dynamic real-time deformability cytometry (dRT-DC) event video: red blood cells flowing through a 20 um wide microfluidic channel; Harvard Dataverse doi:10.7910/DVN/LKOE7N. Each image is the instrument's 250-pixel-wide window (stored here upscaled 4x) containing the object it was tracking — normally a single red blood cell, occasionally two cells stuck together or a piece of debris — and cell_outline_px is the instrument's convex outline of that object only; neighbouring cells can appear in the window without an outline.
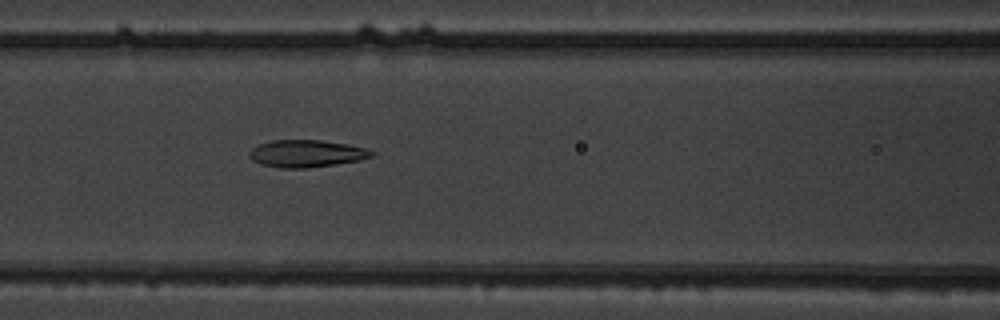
{"species": "common noctule bat (a hibernating species)", "species_latin": "Nyctalus noctula", "temperature_condition": "warm", "stored_images_in_passage": 22, "camera_frame_rate_fps": 3000, "um_per_image_px": 0.085, "animal": {"sex": "male", "body_mass_g": 19.5, "forearm_length_mm": 54.6}, "frame": {"image": 1, "passage_image": 6, "time_ms": 1.667, "image_size_px": [1000, 320], "cell_outline_px": [[376, 156], [360, 160], [336, 164], [308, 168], [280, 168], [264, 164], [252, 160], [248, 152], [252, 148], [260, 144], [272, 140], [320, 140], [344, 144], [364, 148], [376, 152]], "centroid_in_image_um": [26.08, 13.06], "position_along_channel_um": 140.5, "area_um2": 19.31}}
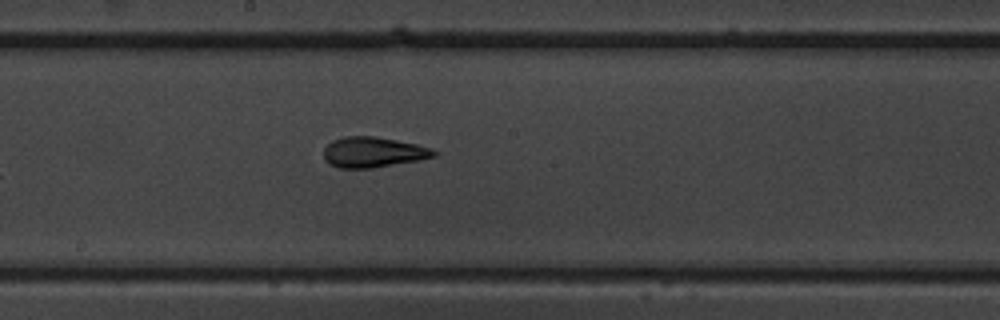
{"frame": {"image": 2, "passage_image": 12, "time_ms": 3.667, "image_size_px": [1000, 320], "cell_outline_px": [[440, 152], [436, 156], [420, 160], [372, 168], [340, 168], [328, 164], [324, 160], [324, 148], [332, 140], [344, 136], [376, 136], [420, 144], [432, 148]], "centroid_in_image_um": [31.76, 12.93], "position_along_channel_um": 216.4, "area_um2": 19.94}}
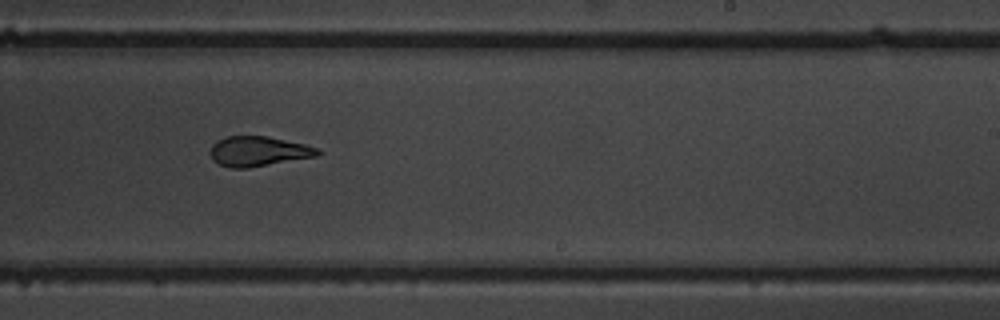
{"frame": {"image": 3, "passage_image": 16, "time_ms": 5.0, "image_size_px": [1000, 320], "cell_outline_px": [[324, 152], [316, 156], [248, 168], [232, 168], [220, 164], [212, 160], [208, 152], [212, 144], [216, 140], [228, 136], [268, 136], [304, 144], [316, 148]], "centroid_in_image_um": [21.92, 12.86], "position_along_channel_um": 267.1, "area_um2": 18.79}}